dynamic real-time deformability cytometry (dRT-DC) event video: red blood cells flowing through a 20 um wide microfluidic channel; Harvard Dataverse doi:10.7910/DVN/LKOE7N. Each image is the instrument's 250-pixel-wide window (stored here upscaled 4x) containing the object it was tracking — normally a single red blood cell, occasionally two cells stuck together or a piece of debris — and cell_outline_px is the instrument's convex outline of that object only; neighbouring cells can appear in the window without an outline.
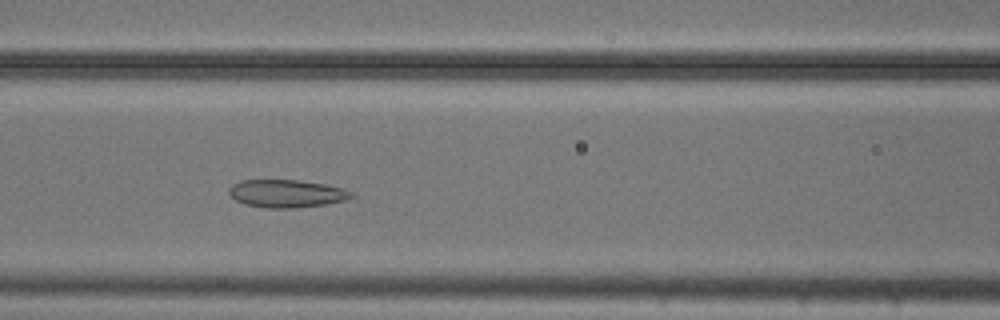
{"species": "common noctule bat (a hibernating species)", "species_latin": "Nyctalus noctula", "temperature_condition": "cold", "stored_images_in_passage": 47, "camera_frame_rate_fps": 3000, "um_per_image_px": 0.085, "animal": {"sex": "male", "body_mass_g": 20.5, "forearm_length_mm": 52.5}, "frame": {"image": 1, "passage_image": 16, "time_ms": 5.0, "image_size_px": [1000, 320], "cell_outline_px": [[356, 196], [348, 200], [324, 204], [296, 208], [264, 208], [244, 204], [236, 200], [228, 192], [228, 188], [232, 184], [240, 180], [296, 180], [324, 184], [344, 188], [352, 192]], "centroid_in_image_um": [24.37, 16.45], "position_along_channel_um": 142.2, "area_um2": 20.0}}
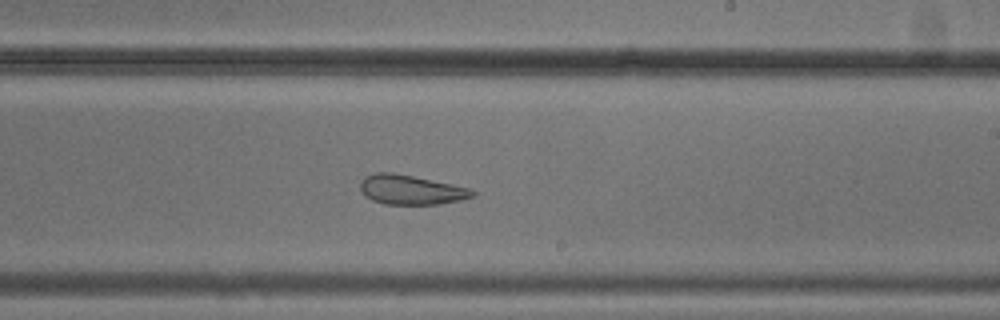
{"frame": {"image": 2, "passage_image": 25, "time_ms": 8.0, "image_size_px": [1000, 320], "cell_outline_px": [[476, 196], [460, 200], [436, 204], [384, 204], [372, 200], [364, 196], [360, 192], [360, 184], [364, 176], [376, 172], [392, 172], [472, 188], [476, 192]], "centroid_in_image_um": [34.92, 16.13], "position_along_channel_um": 254.1, "area_um2": 19.42}}
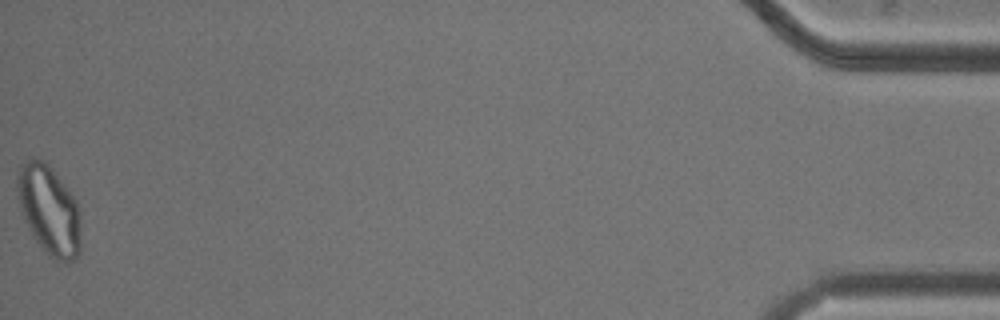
{"frame": {"image": 3, "passage_image": 47, "time_ms": 15.333, "image_size_px": [1000, 320], "cell_outline_px": [[80, 252], [68, 264], [56, 260], [48, 256], [44, 252], [32, 236], [24, 220], [16, 196], [16, 176], [20, 164], [28, 156], [32, 156], [44, 160], [48, 164], [68, 188], [76, 200], [80, 212]], "centroid_in_image_um": [4.14, 17.83], "position_along_channel_um": 431.1, "area_um2": 34.04}, "authors_computed_cell_mechanics": {"area_um2": 26.3568, "velocity_mm_per_s": 3.7297, "shape_relaxation_time_tau1_ms": null, "shape_relaxation_time_tau2_ms": 2.504, "deformation_change_tau1": null, "deformation_change_tau2": 0.0833}}